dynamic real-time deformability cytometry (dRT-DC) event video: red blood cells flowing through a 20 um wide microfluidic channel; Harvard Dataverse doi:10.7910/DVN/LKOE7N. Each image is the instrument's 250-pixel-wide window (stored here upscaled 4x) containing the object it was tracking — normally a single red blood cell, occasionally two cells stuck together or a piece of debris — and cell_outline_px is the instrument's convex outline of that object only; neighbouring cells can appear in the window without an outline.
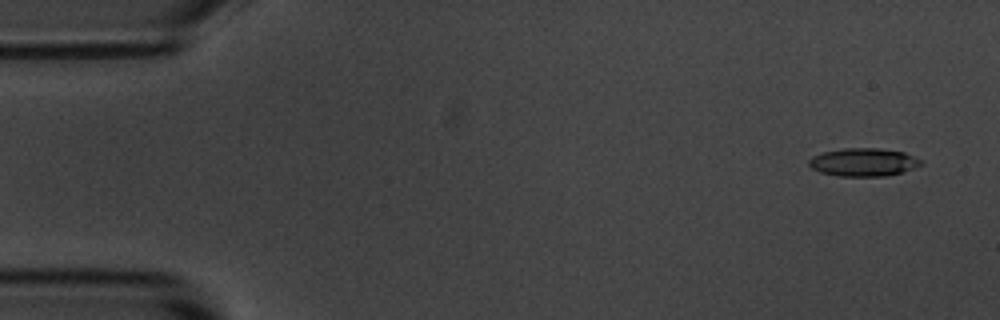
{"species": "common noctule bat (a hibernating species)", "species_latin": "Nyctalus noctula", "temperature_condition": "room temperature", "stored_images_in_passage": 55, "camera_frame_rate_fps": 3000, "um_per_image_px": 0.085, "animal": {"sex": "male", "body_mass_g": 20.1, "forearm_length_mm": 53.5}, "frame": {"image": 1, "passage_image": 3, "time_ms": 0.667, "image_size_px": [1000, 320], "cell_outline_px": [[924, 164], [900, 172], [884, 176], [840, 176], [820, 172], [812, 168], [808, 164], [808, 160], [812, 156], [824, 152], [844, 148], [880, 148], [904, 152], [924, 160]], "centroid_in_image_um": [73.4, 13.78], "position_along_channel_um": 11.6, "area_um2": 18.32}}
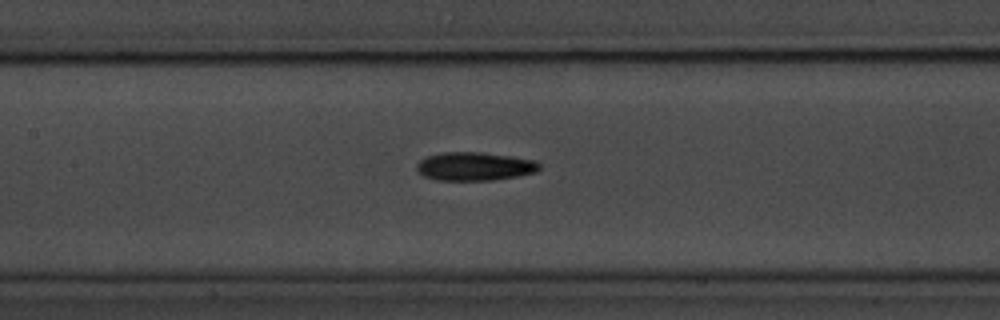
{"frame": {"image": 2, "passage_image": 25, "time_ms": 8.0, "image_size_px": [1000, 320], "cell_outline_px": [[540, 168], [536, 172], [520, 176], [492, 180], [436, 180], [424, 176], [416, 168], [416, 164], [420, 160], [428, 156], [444, 152], [480, 152], [512, 156], [536, 160], [540, 164]], "centroid_in_image_um": [40.38, 14.14], "position_along_channel_um": 167.0, "area_um2": 20.4}}
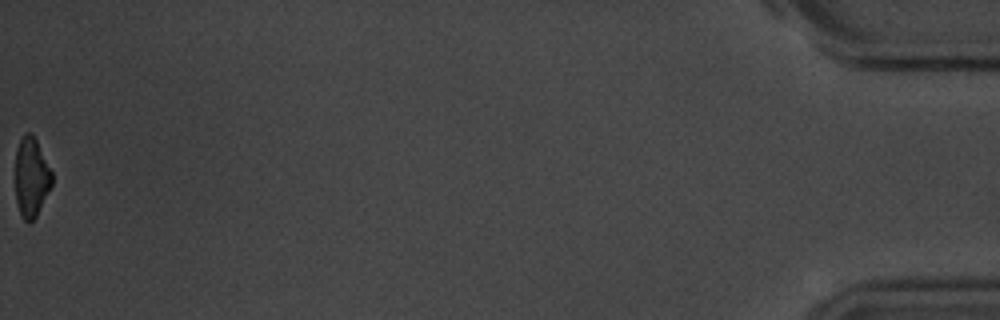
{"frame": {"image": 3, "passage_image": 55, "time_ms": 18.0, "image_size_px": [1000, 320], "cell_outline_px": [[52, 184], [36, 216], [28, 224], [20, 216], [16, 200], [16, 148], [24, 132], [32, 132], [52, 172]], "centroid_in_image_um": [2.65, 15.06], "position_along_channel_um": 432.6, "area_um2": 16.88}, "authors_computed_cell_mechanics": {"area_um2": 18.9006, "velocity_mm_per_s": 3.6744, "shape_relaxation_time_tau1_ms": 2.454, "shape_relaxation_time_tau2_ms": 10.9216, "deformation_change_tau1": 0.1132, "deformation_change_tau2": 0.2378}}